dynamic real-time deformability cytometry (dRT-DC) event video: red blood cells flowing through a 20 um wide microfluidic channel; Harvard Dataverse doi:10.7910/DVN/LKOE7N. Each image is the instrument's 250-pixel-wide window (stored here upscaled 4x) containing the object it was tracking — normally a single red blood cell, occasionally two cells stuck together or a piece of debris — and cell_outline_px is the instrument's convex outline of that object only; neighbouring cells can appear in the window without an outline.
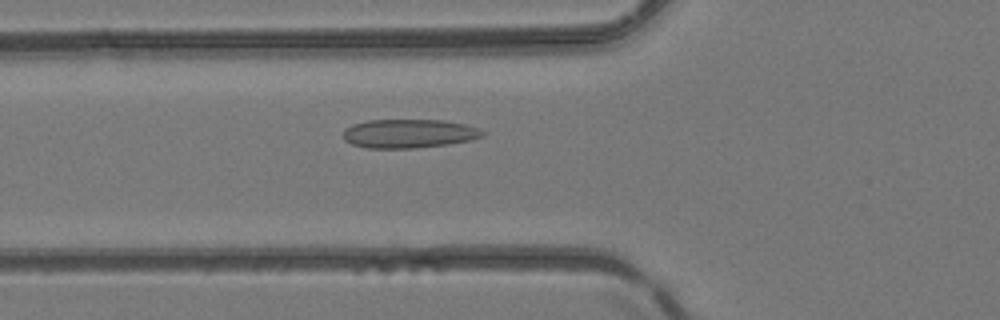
{"species": "common noctule bat (a hibernating species)", "species_latin": "Nyctalus noctula", "temperature_condition": "room temperature", "stored_images_in_passage": 39, "camera_frame_rate_fps": 3000, "um_per_image_px": 0.085, "animal": {"sex": "female", "body_mass_g": 24.6, "forearm_length_mm": 56.2}, "frame": {"image": 1, "passage_image": 9, "time_ms": 2.667, "image_size_px": [1000, 320], "cell_outline_px": [[484, 136], [472, 140], [448, 144], [412, 148], [368, 148], [352, 144], [344, 140], [344, 128], [352, 124], [368, 120], [444, 120], [464, 124], [476, 128], [484, 132]], "centroid_in_image_um": [34.74, 11.35], "position_along_channel_um": 91.1, "area_um2": 23.35}}
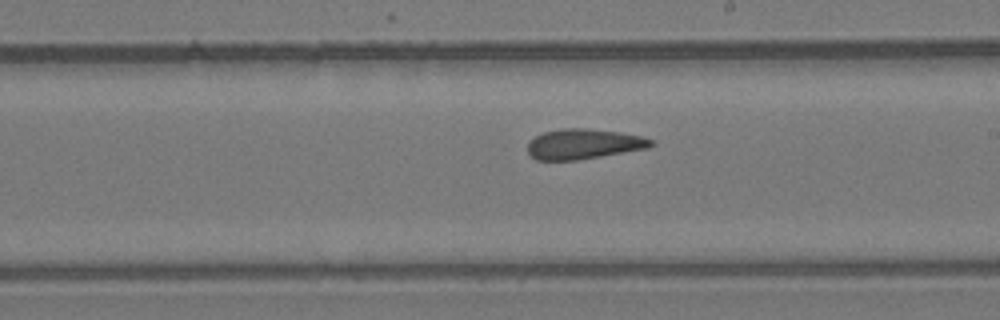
{"frame": {"image": 2, "passage_image": 19, "time_ms": 6.0, "image_size_px": [1000, 320], "cell_outline_px": [[656, 144], [648, 148], [576, 160], [536, 160], [528, 152], [528, 144], [536, 136], [544, 132], [564, 128], [584, 128], [620, 132], [640, 136], [652, 140]], "centroid_in_image_um": [49.62, 12.24], "position_along_channel_um": 239.4, "area_um2": 21.44}}
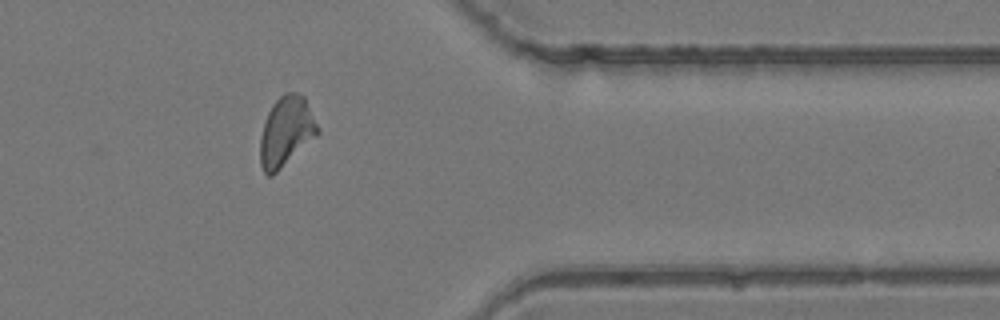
{"frame": {"image": 3, "passage_image": 30, "time_ms": 9.667, "image_size_px": [1000, 320], "cell_outline_px": [[320, 132], [316, 136], [272, 176], [268, 176], [264, 172], [260, 164], [260, 136], [264, 120], [272, 104], [284, 92], [296, 92], [304, 96], [320, 128]], "centroid_in_image_um": [24.31, 11.16], "position_along_channel_um": 387.1, "area_um2": 23.41}}